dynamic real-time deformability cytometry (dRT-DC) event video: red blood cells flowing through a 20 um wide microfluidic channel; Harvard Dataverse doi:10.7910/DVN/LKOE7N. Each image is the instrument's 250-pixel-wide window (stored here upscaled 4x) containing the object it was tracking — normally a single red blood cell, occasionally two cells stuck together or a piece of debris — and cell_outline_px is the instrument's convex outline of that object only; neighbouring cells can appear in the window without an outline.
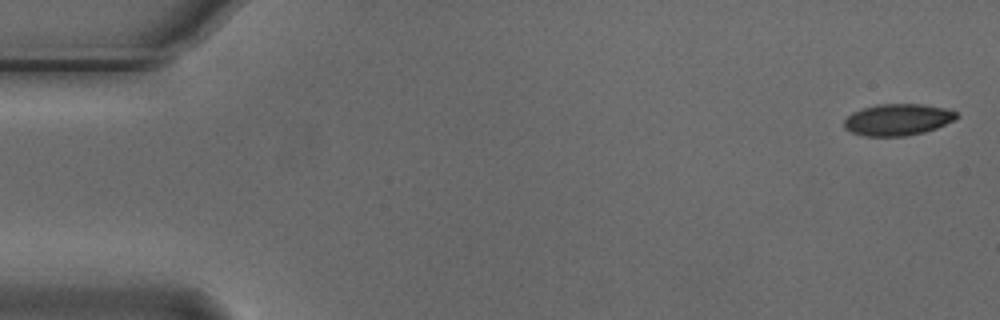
{"species": "Egyptian fruit bat (a non-hibernating species)", "species_latin": "Rousettus aegyptiacus", "temperature_condition": "cold", "stored_images_in_passage": 5, "camera_frame_rate_fps": 3000, "um_per_image_px": 0.085, "animal": {"sex": "male"}, "frame": {"image": 1, "passage_image": 1, "time_ms": 0.0, "image_size_px": [1000, 320], "cell_outline_px": [[960, 116], [956, 120], [936, 128], [924, 132], [904, 136], [864, 136], [852, 132], [844, 128], [844, 120], [852, 112], [876, 104], [924, 104], [944, 108], [956, 112]], "centroid_in_image_um": [76.32, 10.17], "position_along_channel_um": 8.7, "area_um2": 20.75}}